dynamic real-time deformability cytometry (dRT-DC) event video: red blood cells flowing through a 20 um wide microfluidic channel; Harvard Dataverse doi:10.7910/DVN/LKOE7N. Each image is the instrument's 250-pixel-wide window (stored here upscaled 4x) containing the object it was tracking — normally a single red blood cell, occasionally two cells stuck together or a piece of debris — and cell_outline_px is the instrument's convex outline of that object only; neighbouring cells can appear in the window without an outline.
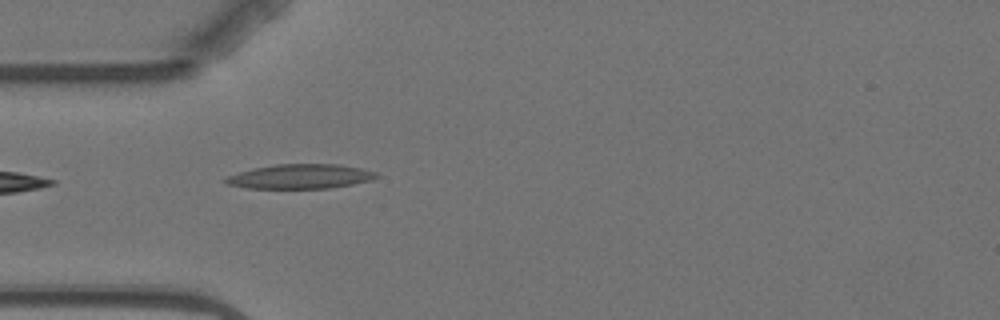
{"species": "Egyptian fruit bat (a non-hibernating species)", "species_latin": "Rousettus aegyptiacus", "temperature_condition": "warm", "stored_images_in_passage": 4, "camera_frame_rate_fps": 3000, "um_per_image_px": 0.085, "animal": {"sex": "female"}, "frame": {"image": 1, "passage_image": 4, "time_ms": 4.667, "image_size_px": [1000, 320], "cell_outline_px": [[380, 176], [372, 180], [332, 188], [248, 188], [228, 184], [224, 180], [228, 176], [252, 168], [276, 164], [340, 164], [360, 168], [376, 172]], "centroid_in_image_um": [25.57, 14.99], "position_along_channel_um": 59.4, "area_um2": 21.44}}